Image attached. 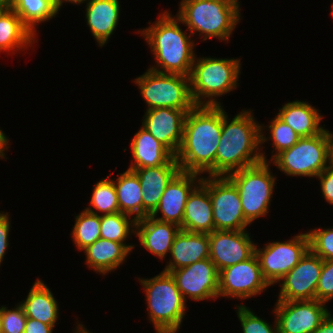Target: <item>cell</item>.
Returning a JSON list of instances; mask_svg holds the SVG:
<instances>
[{
	"mask_svg": "<svg viewBox=\"0 0 333 333\" xmlns=\"http://www.w3.org/2000/svg\"><path fill=\"white\" fill-rule=\"evenodd\" d=\"M189 111L166 107L146 110L141 126L175 156L183 139L184 122Z\"/></svg>",
	"mask_w": 333,
	"mask_h": 333,
	"instance_id": "ac0fdd59",
	"label": "cell"
},
{
	"mask_svg": "<svg viewBox=\"0 0 333 333\" xmlns=\"http://www.w3.org/2000/svg\"><path fill=\"white\" fill-rule=\"evenodd\" d=\"M101 238L122 243L130 252L135 245L126 243L131 235H135L136 220L124 213L117 212L100 216Z\"/></svg>",
	"mask_w": 333,
	"mask_h": 333,
	"instance_id": "1f68e13d",
	"label": "cell"
},
{
	"mask_svg": "<svg viewBox=\"0 0 333 333\" xmlns=\"http://www.w3.org/2000/svg\"><path fill=\"white\" fill-rule=\"evenodd\" d=\"M240 5L239 0H181L176 16L193 37L229 43L243 19Z\"/></svg>",
	"mask_w": 333,
	"mask_h": 333,
	"instance_id": "277c9868",
	"label": "cell"
},
{
	"mask_svg": "<svg viewBox=\"0 0 333 333\" xmlns=\"http://www.w3.org/2000/svg\"><path fill=\"white\" fill-rule=\"evenodd\" d=\"M324 130L327 135L328 144H329V161L330 164L333 165V132L329 131L326 127Z\"/></svg>",
	"mask_w": 333,
	"mask_h": 333,
	"instance_id": "f6af8a7d",
	"label": "cell"
},
{
	"mask_svg": "<svg viewBox=\"0 0 333 333\" xmlns=\"http://www.w3.org/2000/svg\"><path fill=\"white\" fill-rule=\"evenodd\" d=\"M202 175L180 171L167 185L151 217L178 225L182 230L184 209L191 192L201 183ZM160 215V217H159Z\"/></svg>",
	"mask_w": 333,
	"mask_h": 333,
	"instance_id": "e0dca14e",
	"label": "cell"
},
{
	"mask_svg": "<svg viewBox=\"0 0 333 333\" xmlns=\"http://www.w3.org/2000/svg\"><path fill=\"white\" fill-rule=\"evenodd\" d=\"M10 145V139L9 137L6 135V133H4L3 130L0 129V159H6L8 157H6V152L9 151L8 149ZM6 151V152H5Z\"/></svg>",
	"mask_w": 333,
	"mask_h": 333,
	"instance_id": "7bdbcfd3",
	"label": "cell"
},
{
	"mask_svg": "<svg viewBox=\"0 0 333 333\" xmlns=\"http://www.w3.org/2000/svg\"><path fill=\"white\" fill-rule=\"evenodd\" d=\"M163 270H176L210 257L209 235L181 230L176 234Z\"/></svg>",
	"mask_w": 333,
	"mask_h": 333,
	"instance_id": "603a6c76",
	"label": "cell"
},
{
	"mask_svg": "<svg viewBox=\"0 0 333 333\" xmlns=\"http://www.w3.org/2000/svg\"><path fill=\"white\" fill-rule=\"evenodd\" d=\"M6 3H7V0H0V4H1L2 6H6Z\"/></svg>",
	"mask_w": 333,
	"mask_h": 333,
	"instance_id": "c3c4849f",
	"label": "cell"
},
{
	"mask_svg": "<svg viewBox=\"0 0 333 333\" xmlns=\"http://www.w3.org/2000/svg\"><path fill=\"white\" fill-rule=\"evenodd\" d=\"M168 10H163L156 21H149L150 26L137 34L144 38L153 55L155 63L150 70L190 77L197 55L196 42L187 28H181L182 21Z\"/></svg>",
	"mask_w": 333,
	"mask_h": 333,
	"instance_id": "7a4b0ae2",
	"label": "cell"
},
{
	"mask_svg": "<svg viewBox=\"0 0 333 333\" xmlns=\"http://www.w3.org/2000/svg\"><path fill=\"white\" fill-rule=\"evenodd\" d=\"M36 39L14 10L7 6L0 9V53L8 52L13 56L23 50L29 51L28 48L33 49L37 43Z\"/></svg>",
	"mask_w": 333,
	"mask_h": 333,
	"instance_id": "cb8c5ba5",
	"label": "cell"
},
{
	"mask_svg": "<svg viewBox=\"0 0 333 333\" xmlns=\"http://www.w3.org/2000/svg\"><path fill=\"white\" fill-rule=\"evenodd\" d=\"M323 260L310 249L278 283L276 301L315 300Z\"/></svg>",
	"mask_w": 333,
	"mask_h": 333,
	"instance_id": "9a60e30c",
	"label": "cell"
},
{
	"mask_svg": "<svg viewBox=\"0 0 333 333\" xmlns=\"http://www.w3.org/2000/svg\"><path fill=\"white\" fill-rule=\"evenodd\" d=\"M53 330L51 325L27 317L24 333H53Z\"/></svg>",
	"mask_w": 333,
	"mask_h": 333,
	"instance_id": "60d3db41",
	"label": "cell"
},
{
	"mask_svg": "<svg viewBox=\"0 0 333 333\" xmlns=\"http://www.w3.org/2000/svg\"><path fill=\"white\" fill-rule=\"evenodd\" d=\"M15 306L11 309L6 305L0 307L2 333H24L27 316L19 302Z\"/></svg>",
	"mask_w": 333,
	"mask_h": 333,
	"instance_id": "8d00e7d4",
	"label": "cell"
},
{
	"mask_svg": "<svg viewBox=\"0 0 333 333\" xmlns=\"http://www.w3.org/2000/svg\"><path fill=\"white\" fill-rule=\"evenodd\" d=\"M313 333H333V314L330 312Z\"/></svg>",
	"mask_w": 333,
	"mask_h": 333,
	"instance_id": "b9f144b4",
	"label": "cell"
},
{
	"mask_svg": "<svg viewBox=\"0 0 333 333\" xmlns=\"http://www.w3.org/2000/svg\"><path fill=\"white\" fill-rule=\"evenodd\" d=\"M261 247L256 244L255 254L264 279L272 287L277 285L309 250V236L305 231L285 241H269Z\"/></svg>",
	"mask_w": 333,
	"mask_h": 333,
	"instance_id": "30bf717a",
	"label": "cell"
},
{
	"mask_svg": "<svg viewBox=\"0 0 333 333\" xmlns=\"http://www.w3.org/2000/svg\"><path fill=\"white\" fill-rule=\"evenodd\" d=\"M309 249L322 260H333V226L307 230Z\"/></svg>",
	"mask_w": 333,
	"mask_h": 333,
	"instance_id": "d590c367",
	"label": "cell"
},
{
	"mask_svg": "<svg viewBox=\"0 0 333 333\" xmlns=\"http://www.w3.org/2000/svg\"><path fill=\"white\" fill-rule=\"evenodd\" d=\"M315 300L326 304L333 300V260H323L321 275L316 287Z\"/></svg>",
	"mask_w": 333,
	"mask_h": 333,
	"instance_id": "74e56055",
	"label": "cell"
},
{
	"mask_svg": "<svg viewBox=\"0 0 333 333\" xmlns=\"http://www.w3.org/2000/svg\"><path fill=\"white\" fill-rule=\"evenodd\" d=\"M85 20L98 47H104L115 33L120 19V0H88Z\"/></svg>",
	"mask_w": 333,
	"mask_h": 333,
	"instance_id": "ffe728a7",
	"label": "cell"
},
{
	"mask_svg": "<svg viewBox=\"0 0 333 333\" xmlns=\"http://www.w3.org/2000/svg\"><path fill=\"white\" fill-rule=\"evenodd\" d=\"M271 287L264 279L259 259L254 254L219 272V298L248 300ZM222 297V298H221Z\"/></svg>",
	"mask_w": 333,
	"mask_h": 333,
	"instance_id": "7c38bea8",
	"label": "cell"
},
{
	"mask_svg": "<svg viewBox=\"0 0 333 333\" xmlns=\"http://www.w3.org/2000/svg\"><path fill=\"white\" fill-rule=\"evenodd\" d=\"M268 123L269 125L260 123L262 160L266 162H270L278 153L289 149L290 147L295 145L301 138L299 134H297L277 115H275L274 118L268 121ZM266 131H269L267 133L270 134L265 133ZM268 141H271V143L269 144L273 149L272 151H270L272 153V156L269 159H267V153H265V151H262L263 148L265 149V146L263 144H265L266 142L268 144Z\"/></svg>",
	"mask_w": 333,
	"mask_h": 333,
	"instance_id": "4dcf8cb0",
	"label": "cell"
},
{
	"mask_svg": "<svg viewBox=\"0 0 333 333\" xmlns=\"http://www.w3.org/2000/svg\"><path fill=\"white\" fill-rule=\"evenodd\" d=\"M277 110V116L301 137H311L322 133L325 129V124L323 126L320 124L323 121V115L308 101L286 102Z\"/></svg>",
	"mask_w": 333,
	"mask_h": 333,
	"instance_id": "d4e9b609",
	"label": "cell"
},
{
	"mask_svg": "<svg viewBox=\"0 0 333 333\" xmlns=\"http://www.w3.org/2000/svg\"><path fill=\"white\" fill-rule=\"evenodd\" d=\"M9 212L0 211V267L4 260L8 247H10L9 233L11 232V217ZM7 251V252H6Z\"/></svg>",
	"mask_w": 333,
	"mask_h": 333,
	"instance_id": "f35d334b",
	"label": "cell"
},
{
	"mask_svg": "<svg viewBox=\"0 0 333 333\" xmlns=\"http://www.w3.org/2000/svg\"><path fill=\"white\" fill-rule=\"evenodd\" d=\"M85 264L96 274L105 276L120 268L131 252L119 242L100 238L83 250Z\"/></svg>",
	"mask_w": 333,
	"mask_h": 333,
	"instance_id": "4316f807",
	"label": "cell"
},
{
	"mask_svg": "<svg viewBox=\"0 0 333 333\" xmlns=\"http://www.w3.org/2000/svg\"><path fill=\"white\" fill-rule=\"evenodd\" d=\"M6 6L19 15L37 38V26L56 18L59 14L52 0H7Z\"/></svg>",
	"mask_w": 333,
	"mask_h": 333,
	"instance_id": "f546056e",
	"label": "cell"
},
{
	"mask_svg": "<svg viewBox=\"0 0 333 333\" xmlns=\"http://www.w3.org/2000/svg\"><path fill=\"white\" fill-rule=\"evenodd\" d=\"M179 330H155L156 333H178Z\"/></svg>",
	"mask_w": 333,
	"mask_h": 333,
	"instance_id": "7dc6e473",
	"label": "cell"
},
{
	"mask_svg": "<svg viewBox=\"0 0 333 333\" xmlns=\"http://www.w3.org/2000/svg\"><path fill=\"white\" fill-rule=\"evenodd\" d=\"M145 293L149 323L155 330H179L187 304L170 273L161 271L151 278H137Z\"/></svg>",
	"mask_w": 333,
	"mask_h": 333,
	"instance_id": "8992f818",
	"label": "cell"
},
{
	"mask_svg": "<svg viewBox=\"0 0 333 333\" xmlns=\"http://www.w3.org/2000/svg\"><path fill=\"white\" fill-rule=\"evenodd\" d=\"M229 118L222 106V132L215 158V176H228L262 162L261 129L251 109Z\"/></svg>",
	"mask_w": 333,
	"mask_h": 333,
	"instance_id": "3957f363",
	"label": "cell"
},
{
	"mask_svg": "<svg viewBox=\"0 0 333 333\" xmlns=\"http://www.w3.org/2000/svg\"><path fill=\"white\" fill-rule=\"evenodd\" d=\"M331 11H330V16H332L331 18L333 19V3L331 4Z\"/></svg>",
	"mask_w": 333,
	"mask_h": 333,
	"instance_id": "681fc988",
	"label": "cell"
},
{
	"mask_svg": "<svg viewBox=\"0 0 333 333\" xmlns=\"http://www.w3.org/2000/svg\"><path fill=\"white\" fill-rule=\"evenodd\" d=\"M117 193L119 211L133 217L135 220L142 219V189L137 174L127 169L118 173L113 179Z\"/></svg>",
	"mask_w": 333,
	"mask_h": 333,
	"instance_id": "f1b7e54d",
	"label": "cell"
},
{
	"mask_svg": "<svg viewBox=\"0 0 333 333\" xmlns=\"http://www.w3.org/2000/svg\"><path fill=\"white\" fill-rule=\"evenodd\" d=\"M270 163L285 176L316 178L331 165L325 130L311 137H301L295 145L278 153Z\"/></svg>",
	"mask_w": 333,
	"mask_h": 333,
	"instance_id": "9c48e42d",
	"label": "cell"
},
{
	"mask_svg": "<svg viewBox=\"0 0 333 333\" xmlns=\"http://www.w3.org/2000/svg\"><path fill=\"white\" fill-rule=\"evenodd\" d=\"M179 231L178 225L157 220L149 215L136 220L134 237H137L140 246L146 251L165 261Z\"/></svg>",
	"mask_w": 333,
	"mask_h": 333,
	"instance_id": "d6986e66",
	"label": "cell"
},
{
	"mask_svg": "<svg viewBox=\"0 0 333 333\" xmlns=\"http://www.w3.org/2000/svg\"><path fill=\"white\" fill-rule=\"evenodd\" d=\"M28 318L36 319L53 328L59 320V305L50 287L43 280L37 278L31 286L28 295L19 302Z\"/></svg>",
	"mask_w": 333,
	"mask_h": 333,
	"instance_id": "83f0119b",
	"label": "cell"
},
{
	"mask_svg": "<svg viewBox=\"0 0 333 333\" xmlns=\"http://www.w3.org/2000/svg\"><path fill=\"white\" fill-rule=\"evenodd\" d=\"M75 224L71 231V239L77 248L82 252L85 248L101 238L100 216L83 209L75 215Z\"/></svg>",
	"mask_w": 333,
	"mask_h": 333,
	"instance_id": "836d02e7",
	"label": "cell"
},
{
	"mask_svg": "<svg viewBox=\"0 0 333 333\" xmlns=\"http://www.w3.org/2000/svg\"><path fill=\"white\" fill-rule=\"evenodd\" d=\"M270 166V162L262 161L227 176L237 187L245 220L250 225L269 213L277 184Z\"/></svg>",
	"mask_w": 333,
	"mask_h": 333,
	"instance_id": "52a82bcc",
	"label": "cell"
},
{
	"mask_svg": "<svg viewBox=\"0 0 333 333\" xmlns=\"http://www.w3.org/2000/svg\"><path fill=\"white\" fill-rule=\"evenodd\" d=\"M52 1H53V4H54L57 12L59 13V12H61L60 10H61V7L64 5V3L67 4V2H68L73 5L78 6V5L86 3L88 0H52Z\"/></svg>",
	"mask_w": 333,
	"mask_h": 333,
	"instance_id": "ee69618b",
	"label": "cell"
},
{
	"mask_svg": "<svg viewBox=\"0 0 333 333\" xmlns=\"http://www.w3.org/2000/svg\"><path fill=\"white\" fill-rule=\"evenodd\" d=\"M182 230L210 234L214 231L213 208L208 189L200 183L189 195Z\"/></svg>",
	"mask_w": 333,
	"mask_h": 333,
	"instance_id": "484cf974",
	"label": "cell"
},
{
	"mask_svg": "<svg viewBox=\"0 0 333 333\" xmlns=\"http://www.w3.org/2000/svg\"><path fill=\"white\" fill-rule=\"evenodd\" d=\"M316 179L320 182L322 197L328 204L333 205V165L325 168Z\"/></svg>",
	"mask_w": 333,
	"mask_h": 333,
	"instance_id": "ab89813d",
	"label": "cell"
},
{
	"mask_svg": "<svg viewBox=\"0 0 333 333\" xmlns=\"http://www.w3.org/2000/svg\"><path fill=\"white\" fill-rule=\"evenodd\" d=\"M171 274L185 302H195L219 298V271L214 263L206 258L176 270H163Z\"/></svg>",
	"mask_w": 333,
	"mask_h": 333,
	"instance_id": "4fadbf2b",
	"label": "cell"
},
{
	"mask_svg": "<svg viewBox=\"0 0 333 333\" xmlns=\"http://www.w3.org/2000/svg\"><path fill=\"white\" fill-rule=\"evenodd\" d=\"M146 103V110L172 108L191 110L195 104L190 93V77L181 74L159 73L149 68L132 80Z\"/></svg>",
	"mask_w": 333,
	"mask_h": 333,
	"instance_id": "ba28073f",
	"label": "cell"
},
{
	"mask_svg": "<svg viewBox=\"0 0 333 333\" xmlns=\"http://www.w3.org/2000/svg\"><path fill=\"white\" fill-rule=\"evenodd\" d=\"M112 173L94 184L88 207L84 209L99 216L120 212Z\"/></svg>",
	"mask_w": 333,
	"mask_h": 333,
	"instance_id": "d6a6232c",
	"label": "cell"
},
{
	"mask_svg": "<svg viewBox=\"0 0 333 333\" xmlns=\"http://www.w3.org/2000/svg\"><path fill=\"white\" fill-rule=\"evenodd\" d=\"M241 64L239 58L196 55L190 74V93L194 104L222 105L219 98L239 86Z\"/></svg>",
	"mask_w": 333,
	"mask_h": 333,
	"instance_id": "5b68a950",
	"label": "cell"
},
{
	"mask_svg": "<svg viewBox=\"0 0 333 333\" xmlns=\"http://www.w3.org/2000/svg\"><path fill=\"white\" fill-rule=\"evenodd\" d=\"M130 142L132 161L128 166L129 170L161 165H179L175 156L142 126Z\"/></svg>",
	"mask_w": 333,
	"mask_h": 333,
	"instance_id": "44dd1931",
	"label": "cell"
},
{
	"mask_svg": "<svg viewBox=\"0 0 333 333\" xmlns=\"http://www.w3.org/2000/svg\"><path fill=\"white\" fill-rule=\"evenodd\" d=\"M237 318L241 324L242 333H279L276 317L274 325L260 316L244 304L236 305Z\"/></svg>",
	"mask_w": 333,
	"mask_h": 333,
	"instance_id": "e575fe53",
	"label": "cell"
},
{
	"mask_svg": "<svg viewBox=\"0 0 333 333\" xmlns=\"http://www.w3.org/2000/svg\"><path fill=\"white\" fill-rule=\"evenodd\" d=\"M73 329H74L73 333H93L89 331L84 325V323L82 324V322L80 321L76 322L75 328Z\"/></svg>",
	"mask_w": 333,
	"mask_h": 333,
	"instance_id": "bcb514c9",
	"label": "cell"
},
{
	"mask_svg": "<svg viewBox=\"0 0 333 333\" xmlns=\"http://www.w3.org/2000/svg\"><path fill=\"white\" fill-rule=\"evenodd\" d=\"M279 333H313L331 312L318 300L277 301L272 309Z\"/></svg>",
	"mask_w": 333,
	"mask_h": 333,
	"instance_id": "5bb4252c",
	"label": "cell"
},
{
	"mask_svg": "<svg viewBox=\"0 0 333 333\" xmlns=\"http://www.w3.org/2000/svg\"><path fill=\"white\" fill-rule=\"evenodd\" d=\"M0 333H2V326H1V311H0Z\"/></svg>",
	"mask_w": 333,
	"mask_h": 333,
	"instance_id": "f907efd6",
	"label": "cell"
},
{
	"mask_svg": "<svg viewBox=\"0 0 333 333\" xmlns=\"http://www.w3.org/2000/svg\"><path fill=\"white\" fill-rule=\"evenodd\" d=\"M213 208L214 230H247L241 199L235 184L227 176H203Z\"/></svg>",
	"mask_w": 333,
	"mask_h": 333,
	"instance_id": "8fae6325",
	"label": "cell"
},
{
	"mask_svg": "<svg viewBox=\"0 0 333 333\" xmlns=\"http://www.w3.org/2000/svg\"><path fill=\"white\" fill-rule=\"evenodd\" d=\"M134 171L142 189V218L151 215L160 203L164 190L181 171L179 165L144 167Z\"/></svg>",
	"mask_w": 333,
	"mask_h": 333,
	"instance_id": "7402d4cb",
	"label": "cell"
},
{
	"mask_svg": "<svg viewBox=\"0 0 333 333\" xmlns=\"http://www.w3.org/2000/svg\"><path fill=\"white\" fill-rule=\"evenodd\" d=\"M222 132V105H195L186 115L183 139L175 155L182 172L215 176Z\"/></svg>",
	"mask_w": 333,
	"mask_h": 333,
	"instance_id": "6da1fadb",
	"label": "cell"
},
{
	"mask_svg": "<svg viewBox=\"0 0 333 333\" xmlns=\"http://www.w3.org/2000/svg\"><path fill=\"white\" fill-rule=\"evenodd\" d=\"M209 235L210 257L220 272L229 266L248 260L255 254V246L248 230H214Z\"/></svg>",
	"mask_w": 333,
	"mask_h": 333,
	"instance_id": "2e32d148",
	"label": "cell"
}]
</instances>
